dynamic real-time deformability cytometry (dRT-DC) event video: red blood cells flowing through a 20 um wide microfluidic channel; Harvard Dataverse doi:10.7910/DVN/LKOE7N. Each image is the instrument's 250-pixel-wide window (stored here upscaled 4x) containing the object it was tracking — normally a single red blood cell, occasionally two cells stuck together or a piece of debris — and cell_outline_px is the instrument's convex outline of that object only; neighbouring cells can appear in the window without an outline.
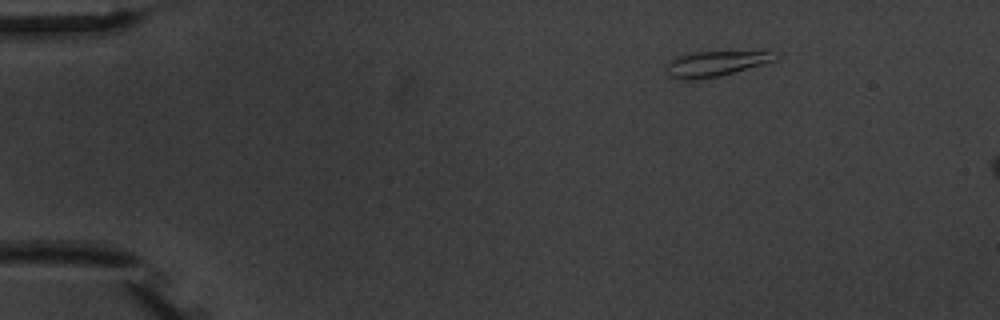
{"species": "common noctule bat (a hibernating species)", "species_latin": "Nyctalus noctula", "temperature_condition": "warm", "stored_images_in_passage": 2, "camera_frame_rate_fps": 3000, "um_per_image_px": 0.085, "animal": {"sex": "male", "body_mass_g": 20.1, "forearm_length_mm": 53.5}, "frame": {"image": 1, "passage_image": 2, "time_ms": 1.333, "image_size_px": [1000, 320], "cell_outline_px": [[780, 56], [776, 60], [764, 64], [720, 76], [692, 80], [684, 80], [668, 76], [668, 64], [672, 60], [680, 56], [692, 52], [768, 52]], "centroid_in_image_um": [60.83, 5.43], "position_along_channel_um": 24.2, "area_um2": 15.66}}